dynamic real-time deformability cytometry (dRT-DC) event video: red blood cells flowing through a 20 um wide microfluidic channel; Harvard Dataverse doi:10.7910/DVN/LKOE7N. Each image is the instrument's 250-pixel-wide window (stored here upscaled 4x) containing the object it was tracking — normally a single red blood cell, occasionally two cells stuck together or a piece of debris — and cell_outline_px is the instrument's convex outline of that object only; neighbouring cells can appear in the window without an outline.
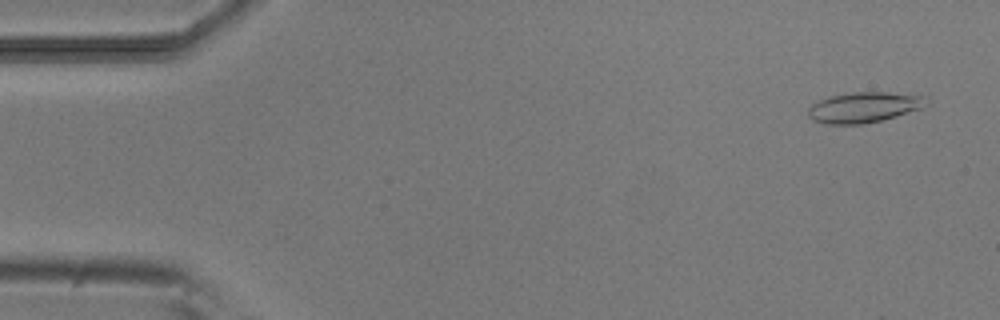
{"species": "common noctule bat (a hibernating species)", "species_latin": "Nyctalus noctula", "temperature_condition": "room temperature", "stored_images_in_passage": 9, "camera_frame_rate_fps": 3000, "um_per_image_px": 0.085, "animal": {"sex": "male", "body_mass_g": 20.5, "forearm_length_mm": 52.5}, "frame": {"image": 1, "passage_image": 3, "time_ms": 0.667, "image_size_px": [1000, 320], "cell_outline_px": [[928, 104], [924, 108], [884, 120], [864, 124], [824, 124], [812, 120], [808, 116], [808, 108], [812, 104], [820, 100], [832, 96], [852, 92], [888, 92], [924, 96]], "centroid_in_image_um": [73.45, 9.13], "position_along_channel_um": 11.5, "area_um2": 21.15}}